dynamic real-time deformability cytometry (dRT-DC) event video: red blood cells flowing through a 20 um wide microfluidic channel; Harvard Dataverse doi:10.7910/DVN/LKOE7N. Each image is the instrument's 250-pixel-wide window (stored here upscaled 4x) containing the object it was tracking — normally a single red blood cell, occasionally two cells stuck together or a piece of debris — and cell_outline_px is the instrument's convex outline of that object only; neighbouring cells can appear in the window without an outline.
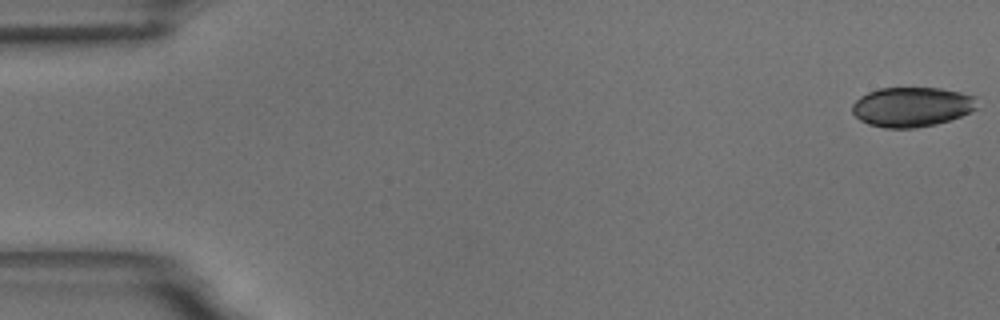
{"species": "common noctule bat (a hibernating species)", "species_latin": "Nyctalus noctula", "temperature_condition": "room temperature", "stored_images_in_passage": 21, "camera_frame_rate_fps": 3000, "um_per_image_px": 0.085, "animal": {"sex": "male", "body_mass_g": 18.8}, "frame": {"image": 1, "passage_image": 1, "time_ms": 0.0, "image_size_px": [1000, 320], "cell_outline_px": [[980, 108], [960, 116], [936, 124], [912, 128], [884, 128], [868, 124], [860, 120], [852, 112], [852, 104], [860, 96], [868, 92], [880, 88], [940, 88], [960, 92], [976, 96]], "centroid_in_image_um": [77.53, 9.08], "position_along_channel_um": 7.5, "area_um2": 29.07}}
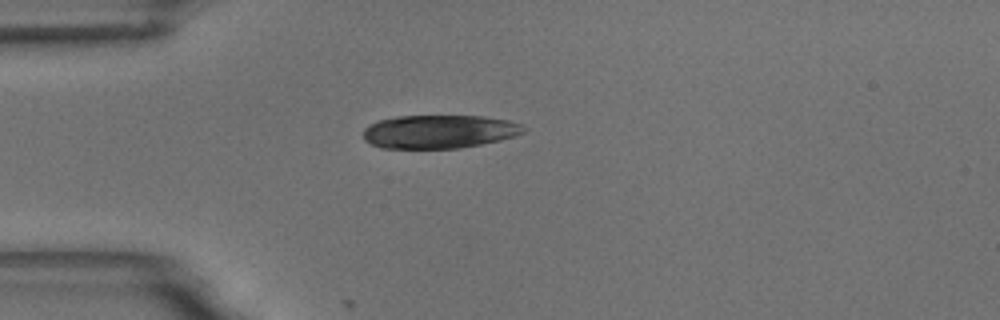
{"frame": {"image": 2, "passage_image": 15, "time_ms": 4.667, "image_size_px": [1000, 320], "cell_outline_px": [[528, 128], [524, 132], [500, 140], [460, 148], [380, 148], [364, 140], [364, 128], [380, 120], [396, 116], [484, 116], [508, 120], [524, 124]], "centroid_in_image_um": [37.36, 11.18], "position_along_channel_um": 47.6, "area_um2": 31.21}}